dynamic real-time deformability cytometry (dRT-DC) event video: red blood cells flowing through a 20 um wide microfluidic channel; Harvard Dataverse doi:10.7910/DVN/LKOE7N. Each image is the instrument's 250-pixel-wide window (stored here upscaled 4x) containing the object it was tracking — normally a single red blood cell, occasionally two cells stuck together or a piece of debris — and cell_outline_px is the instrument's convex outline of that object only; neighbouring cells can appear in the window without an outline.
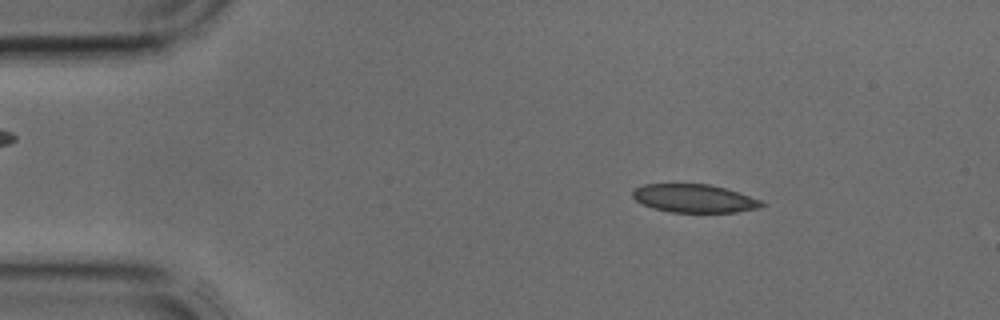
{"species": "common noctule bat (a hibernating species)", "species_latin": "Nyctalus noctula", "temperature_condition": "cold", "stored_images_in_passage": 4, "camera_frame_rate_fps": 3000, "um_per_image_px": 0.085, "animal": {"sex": "male", "body_mass_g": 17.9, "forearm_length_mm": 54.2}, "frame": {"image": 1, "passage_image": 4, "time_ms": 1.0, "image_size_px": [1000, 320], "cell_outline_px": [[764, 204], [760, 208], [736, 212], [672, 212], [652, 208], [636, 200], [632, 196], [632, 192], [636, 188], [644, 184], [708, 184], [724, 188], [760, 200]], "centroid_in_image_um": [58.98, 16.87], "position_along_channel_um": 26.0, "area_um2": 20.92}}